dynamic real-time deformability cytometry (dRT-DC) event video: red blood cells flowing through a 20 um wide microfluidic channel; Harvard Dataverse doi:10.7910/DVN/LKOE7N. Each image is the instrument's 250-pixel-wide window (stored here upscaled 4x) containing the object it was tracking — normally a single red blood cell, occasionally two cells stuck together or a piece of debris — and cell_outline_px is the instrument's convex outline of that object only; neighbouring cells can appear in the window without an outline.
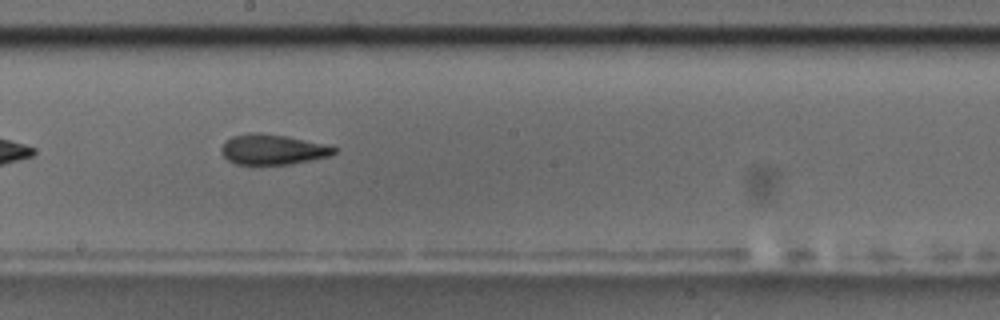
{"species": "common noctule bat (a hibernating species)", "species_latin": "Nyctalus noctula", "temperature_condition": "room temperature", "stored_images_in_passage": 35, "camera_frame_rate_fps": 3000, "um_per_image_px": 0.085, "animal": {"sex": "male", "body_mass_g": 17.5, "forearm_length_mm": 52.3}, "frame": {"image": 1, "passage_image": 16, "time_ms": 5.0, "image_size_px": [1000, 320], "cell_outline_px": [[340, 148], [336, 152], [328, 156], [288, 164], [256, 168], [236, 164], [228, 160], [220, 152], [220, 148], [232, 136], [252, 132], [260, 132], [288, 136]], "centroid_in_image_um": [23.12, 12.74], "position_along_channel_um": 225.1, "area_um2": 20.46}}
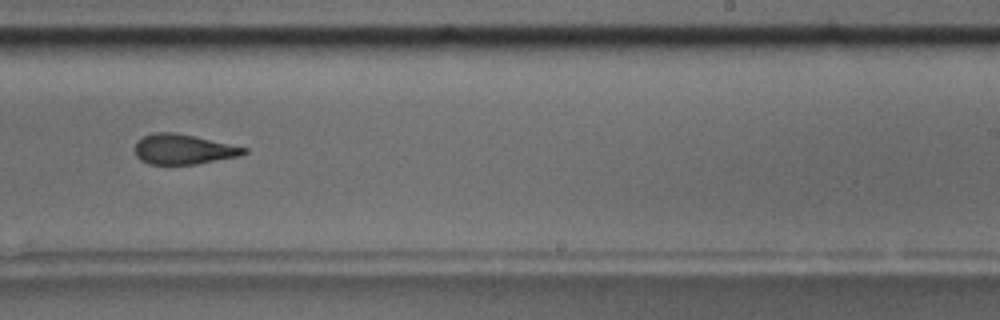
{"frame": {"image": 2, "passage_image": 20, "time_ms": 6.333, "image_size_px": [1000, 320], "cell_outline_px": [[248, 152], [240, 156], [196, 164], [148, 164], [140, 160], [136, 156], [136, 140], [152, 132], [172, 132], [192, 136], [248, 148]], "centroid_in_image_um": [15.57, 12.69], "position_along_channel_um": 273.4, "area_um2": 18.96}, "authors_computed_cell_mechanics": {"area_um2": 19.941, "velocity_mm_per_s": 3.6355, "shape_relaxation_time_tau1_ms": null, "shape_relaxation_time_tau2_ms": 2.7917, "deformation_change_tau1": null, "deformation_change_tau2": 0.1196}}